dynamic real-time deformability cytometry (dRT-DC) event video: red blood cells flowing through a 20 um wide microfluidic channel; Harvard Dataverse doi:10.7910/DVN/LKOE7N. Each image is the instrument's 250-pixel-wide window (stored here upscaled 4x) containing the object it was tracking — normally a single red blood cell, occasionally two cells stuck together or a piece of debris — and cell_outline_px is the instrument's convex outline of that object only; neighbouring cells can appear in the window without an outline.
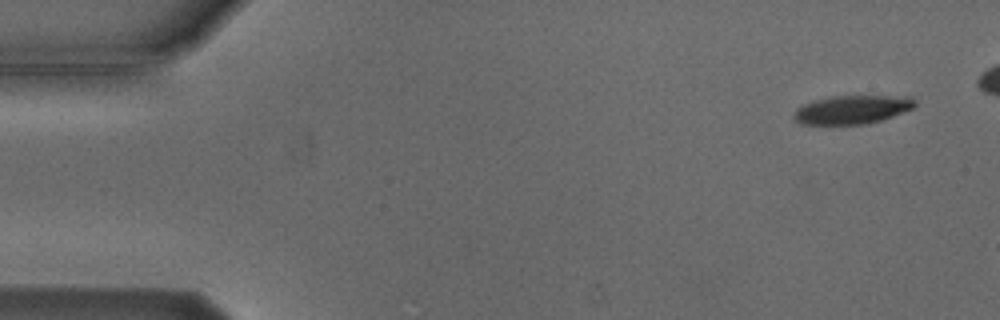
{"species": "Egyptian fruit bat (a non-hibernating species)", "species_latin": "Rousettus aegyptiacus", "temperature_condition": "cold", "stored_images_in_passage": 3, "camera_frame_rate_fps": 3000, "um_per_image_px": 0.085, "animal": {"sex": "male"}, "frame": {"image": 1, "passage_image": 1, "time_ms": 0.0, "image_size_px": [1000, 320], "cell_outline_px": [[916, 104], [912, 108], [892, 116], [880, 120], [864, 124], [800, 124], [792, 116], [796, 108], [804, 104], [816, 100], [836, 96], [912, 96]], "centroid_in_image_um": [72.42, 9.31], "position_along_channel_um": 12.6, "area_um2": 19.88}}